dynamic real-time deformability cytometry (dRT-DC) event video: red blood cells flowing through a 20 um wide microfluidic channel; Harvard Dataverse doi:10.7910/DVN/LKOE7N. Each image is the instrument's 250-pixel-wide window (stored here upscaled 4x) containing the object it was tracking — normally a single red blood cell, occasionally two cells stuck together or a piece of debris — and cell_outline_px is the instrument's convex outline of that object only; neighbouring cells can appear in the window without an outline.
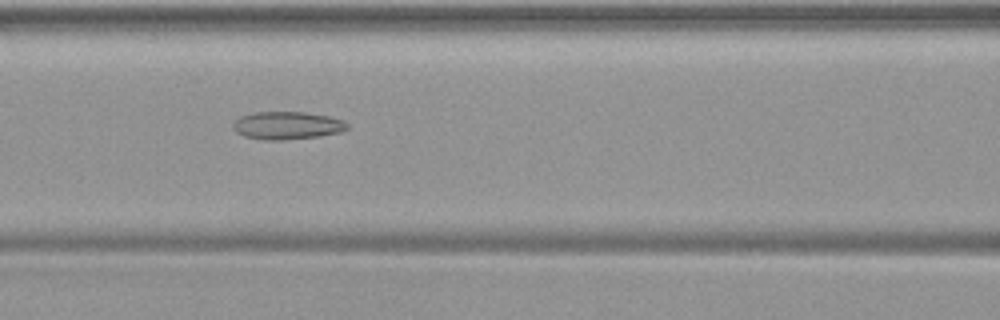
{"species": "common noctule bat (a hibernating species)", "species_latin": "Nyctalus noctula", "temperature_condition": "warm", "stored_images_in_passage": 38, "camera_frame_rate_fps": 3000, "um_per_image_px": 0.085, "animal": {"sex": "female", "body_mass_g": 19.9}, "frame": {"image": 1, "passage_image": 12, "time_ms": 3.667, "image_size_px": [1000, 320], "cell_outline_px": [[348, 128], [340, 132], [320, 136], [284, 140], [260, 140], [244, 136], [236, 132], [232, 128], [232, 124], [240, 116], [252, 112], [304, 112], [328, 116], [344, 120], [348, 124]], "centroid_in_image_um": [24.38, 10.67], "position_along_channel_um": 142.2, "area_um2": 18.67}}
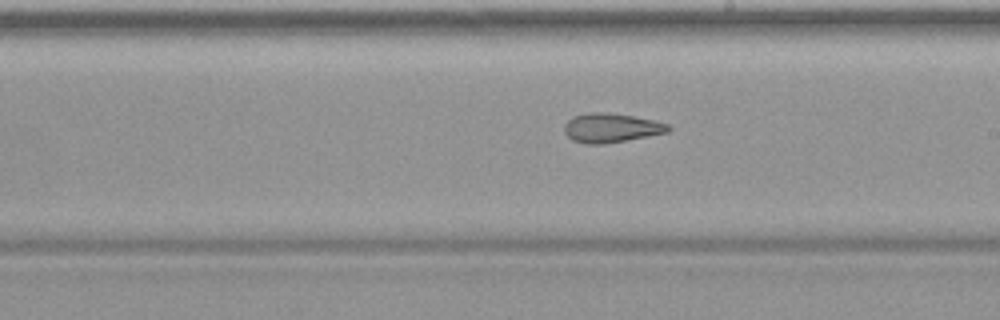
{"frame": {"image": 2, "passage_image": 19, "time_ms": 6.0, "image_size_px": [1000, 320], "cell_outline_px": [[672, 128], [668, 132], [648, 136], [604, 144], [588, 144], [572, 140], [564, 132], [564, 124], [572, 116], [588, 112], [604, 112], [632, 116], [652, 120], [668, 124]], "centroid_in_image_um": [51.91, 10.87], "position_along_channel_um": 237.1, "area_um2": 17.63}}
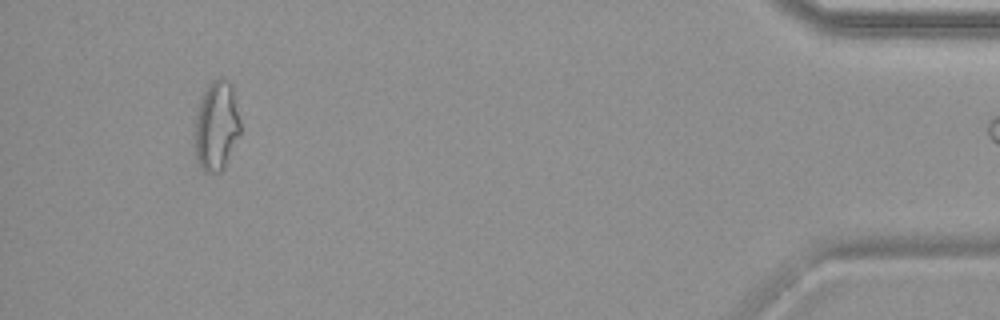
{"frame": {"image": 3, "passage_image": 37, "time_ms": 12.0, "image_size_px": [1000, 320], "cell_outline_px": [[240, 132], [224, 168], [220, 172], [204, 172], [196, 156], [196, 108], [204, 88], [212, 80], [228, 80], [232, 84], [240, 120]], "centroid_in_image_um": [18.4, 10.66], "position_along_channel_um": 416.8, "area_um2": 23.58}}